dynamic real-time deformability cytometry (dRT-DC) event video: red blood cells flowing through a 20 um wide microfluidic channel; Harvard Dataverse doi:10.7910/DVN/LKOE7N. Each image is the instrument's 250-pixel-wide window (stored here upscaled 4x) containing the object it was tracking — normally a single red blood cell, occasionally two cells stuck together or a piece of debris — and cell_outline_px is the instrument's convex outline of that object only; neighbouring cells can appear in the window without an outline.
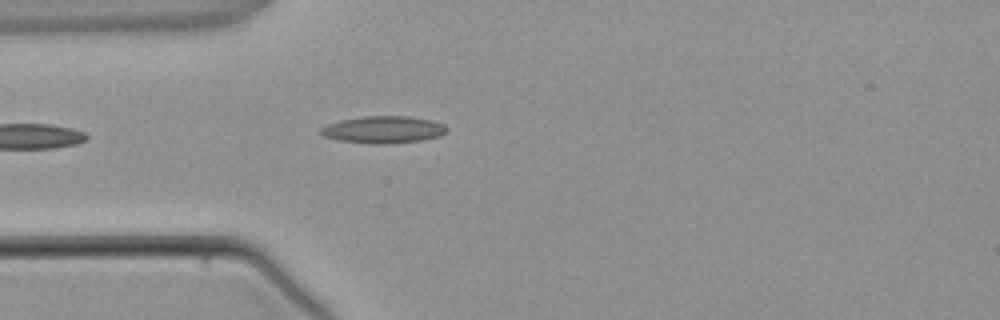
{"species": "common noctule bat (a hibernating species)", "species_latin": "Nyctalus noctula", "temperature_condition": "warm", "stored_images_in_passage": 2, "camera_frame_rate_fps": 3000, "um_per_image_px": 0.085, "animal": {"sex": "male", "body_mass_g": 21.5, "forearm_length_mm": 52.0}, "frame": {"image": 1, "passage_image": 2, "time_ms": 1.333, "image_size_px": [1000, 320], "cell_outline_px": [[448, 132], [440, 136], [424, 140], [388, 144], [372, 144], [340, 140], [320, 136], [320, 128], [328, 124], [340, 120], [360, 116], [408, 116], [432, 120], [444, 124], [448, 128]], "centroid_in_image_um": [32.6, 11.02], "position_along_channel_um": 52.4, "area_um2": 20.23}}